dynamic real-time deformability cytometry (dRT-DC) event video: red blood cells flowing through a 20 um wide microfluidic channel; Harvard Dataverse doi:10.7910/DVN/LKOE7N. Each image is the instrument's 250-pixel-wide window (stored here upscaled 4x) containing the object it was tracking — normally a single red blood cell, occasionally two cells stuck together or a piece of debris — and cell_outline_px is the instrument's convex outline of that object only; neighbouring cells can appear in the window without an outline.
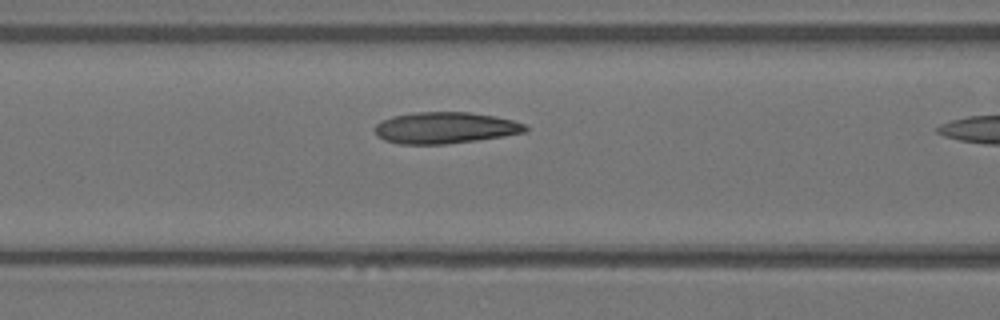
{"species": "Egyptian fruit bat (a non-hibernating species)", "species_latin": "Rousettus aegyptiacus", "temperature_condition": "warm", "stored_images_in_passage": 5, "camera_frame_rate_fps": 3000, "um_per_image_px": 0.085, "animal": {"sex": "female"}, "frame": {"image": 1, "passage_image": 4, "time_ms": 1.0, "image_size_px": [1000, 320], "cell_outline_px": [[528, 132], [504, 136], [448, 144], [400, 144], [384, 140], [376, 136], [372, 128], [380, 120], [392, 116], [416, 112], [468, 112], [496, 116], [512, 120], [524, 124], [528, 128]], "centroid_in_image_um": [37.8, 10.86], "position_along_channel_um": 128.8, "area_um2": 27.86}}